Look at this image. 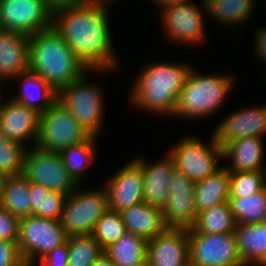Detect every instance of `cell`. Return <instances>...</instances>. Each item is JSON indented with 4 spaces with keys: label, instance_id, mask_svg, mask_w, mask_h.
I'll use <instances>...</instances> for the list:
<instances>
[{
    "label": "cell",
    "instance_id": "cell-25",
    "mask_svg": "<svg viewBox=\"0 0 266 266\" xmlns=\"http://www.w3.org/2000/svg\"><path fill=\"white\" fill-rule=\"evenodd\" d=\"M229 171L223 166L215 173L195 183L197 213L229 200Z\"/></svg>",
    "mask_w": 266,
    "mask_h": 266
},
{
    "label": "cell",
    "instance_id": "cell-35",
    "mask_svg": "<svg viewBox=\"0 0 266 266\" xmlns=\"http://www.w3.org/2000/svg\"><path fill=\"white\" fill-rule=\"evenodd\" d=\"M25 151V146L0 131V173L4 176L21 174Z\"/></svg>",
    "mask_w": 266,
    "mask_h": 266
},
{
    "label": "cell",
    "instance_id": "cell-15",
    "mask_svg": "<svg viewBox=\"0 0 266 266\" xmlns=\"http://www.w3.org/2000/svg\"><path fill=\"white\" fill-rule=\"evenodd\" d=\"M123 166L102 186L107 194L108 208L119 213L144 201L142 168L133 159Z\"/></svg>",
    "mask_w": 266,
    "mask_h": 266
},
{
    "label": "cell",
    "instance_id": "cell-20",
    "mask_svg": "<svg viewBox=\"0 0 266 266\" xmlns=\"http://www.w3.org/2000/svg\"><path fill=\"white\" fill-rule=\"evenodd\" d=\"M29 36L0 30V84L29 69Z\"/></svg>",
    "mask_w": 266,
    "mask_h": 266
},
{
    "label": "cell",
    "instance_id": "cell-39",
    "mask_svg": "<svg viewBox=\"0 0 266 266\" xmlns=\"http://www.w3.org/2000/svg\"><path fill=\"white\" fill-rule=\"evenodd\" d=\"M68 239L61 246L52 249L37 261L40 266H69L68 262Z\"/></svg>",
    "mask_w": 266,
    "mask_h": 266
},
{
    "label": "cell",
    "instance_id": "cell-10",
    "mask_svg": "<svg viewBox=\"0 0 266 266\" xmlns=\"http://www.w3.org/2000/svg\"><path fill=\"white\" fill-rule=\"evenodd\" d=\"M22 174L29 182L66 195L79 186L69 175L59 152L44 150L36 145L26 148Z\"/></svg>",
    "mask_w": 266,
    "mask_h": 266
},
{
    "label": "cell",
    "instance_id": "cell-18",
    "mask_svg": "<svg viewBox=\"0 0 266 266\" xmlns=\"http://www.w3.org/2000/svg\"><path fill=\"white\" fill-rule=\"evenodd\" d=\"M2 97V98H1ZM0 96V131L10 140L25 145L31 140L36 145L39 133V113L13 99L2 102Z\"/></svg>",
    "mask_w": 266,
    "mask_h": 266
},
{
    "label": "cell",
    "instance_id": "cell-44",
    "mask_svg": "<svg viewBox=\"0 0 266 266\" xmlns=\"http://www.w3.org/2000/svg\"><path fill=\"white\" fill-rule=\"evenodd\" d=\"M87 1H91V2H98V3H104V4H111L112 2H115L117 0H87Z\"/></svg>",
    "mask_w": 266,
    "mask_h": 266
},
{
    "label": "cell",
    "instance_id": "cell-28",
    "mask_svg": "<svg viewBox=\"0 0 266 266\" xmlns=\"http://www.w3.org/2000/svg\"><path fill=\"white\" fill-rule=\"evenodd\" d=\"M203 7L207 15L212 19L220 21L221 24L233 25L247 22L250 20L254 10L255 0H202Z\"/></svg>",
    "mask_w": 266,
    "mask_h": 266
},
{
    "label": "cell",
    "instance_id": "cell-29",
    "mask_svg": "<svg viewBox=\"0 0 266 266\" xmlns=\"http://www.w3.org/2000/svg\"><path fill=\"white\" fill-rule=\"evenodd\" d=\"M235 227L236 221L229 201H226L200 212L195 226L188 229V233H232Z\"/></svg>",
    "mask_w": 266,
    "mask_h": 266
},
{
    "label": "cell",
    "instance_id": "cell-4",
    "mask_svg": "<svg viewBox=\"0 0 266 266\" xmlns=\"http://www.w3.org/2000/svg\"><path fill=\"white\" fill-rule=\"evenodd\" d=\"M233 80L232 75H201L191 68L178 95L173 116L197 120L214 115L225 104L234 86Z\"/></svg>",
    "mask_w": 266,
    "mask_h": 266
},
{
    "label": "cell",
    "instance_id": "cell-41",
    "mask_svg": "<svg viewBox=\"0 0 266 266\" xmlns=\"http://www.w3.org/2000/svg\"><path fill=\"white\" fill-rule=\"evenodd\" d=\"M86 0H46L52 9L85 2Z\"/></svg>",
    "mask_w": 266,
    "mask_h": 266
},
{
    "label": "cell",
    "instance_id": "cell-8",
    "mask_svg": "<svg viewBox=\"0 0 266 266\" xmlns=\"http://www.w3.org/2000/svg\"><path fill=\"white\" fill-rule=\"evenodd\" d=\"M108 209L104 188L81 190L78 186L67 195L60 218L61 226L68 236L90 235L95 223Z\"/></svg>",
    "mask_w": 266,
    "mask_h": 266
},
{
    "label": "cell",
    "instance_id": "cell-9",
    "mask_svg": "<svg viewBox=\"0 0 266 266\" xmlns=\"http://www.w3.org/2000/svg\"><path fill=\"white\" fill-rule=\"evenodd\" d=\"M67 239L58 219L30 215L19 221L18 248L24 262L30 266Z\"/></svg>",
    "mask_w": 266,
    "mask_h": 266
},
{
    "label": "cell",
    "instance_id": "cell-40",
    "mask_svg": "<svg viewBox=\"0 0 266 266\" xmlns=\"http://www.w3.org/2000/svg\"><path fill=\"white\" fill-rule=\"evenodd\" d=\"M254 49L255 53H257L258 58L264 60L266 63V27L258 29L257 33H254Z\"/></svg>",
    "mask_w": 266,
    "mask_h": 266
},
{
    "label": "cell",
    "instance_id": "cell-36",
    "mask_svg": "<svg viewBox=\"0 0 266 266\" xmlns=\"http://www.w3.org/2000/svg\"><path fill=\"white\" fill-rule=\"evenodd\" d=\"M229 197H247L266 186V170L229 172Z\"/></svg>",
    "mask_w": 266,
    "mask_h": 266
},
{
    "label": "cell",
    "instance_id": "cell-37",
    "mask_svg": "<svg viewBox=\"0 0 266 266\" xmlns=\"http://www.w3.org/2000/svg\"><path fill=\"white\" fill-rule=\"evenodd\" d=\"M19 221V218L0 206V240L18 242Z\"/></svg>",
    "mask_w": 266,
    "mask_h": 266
},
{
    "label": "cell",
    "instance_id": "cell-13",
    "mask_svg": "<svg viewBox=\"0 0 266 266\" xmlns=\"http://www.w3.org/2000/svg\"><path fill=\"white\" fill-rule=\"evenodd\" d=\"M191 0H184L161 9L164 33L171 41L188 45L201 44L205 39L203 13ZM194 4V5H193ZM204 22V23H203Z\"/></svg>",
    "mask_w": 266,
    "mask_h": 266
},
{
    "label": "cell",
    "instance_id": "cell-42",
    "mask_svg": "<svg viewBox=\"0 0 266 266\" xmlns=\"http://www.w3.org/2000/svg\"><path fill=\"white\" fill-rule=\"evenodd\" d=\"M92 266H116V264L104 251Z\"/></svg>",
    "mask_w": 266,
    "mask_h": 266
},
{
    "label": "cell",
    "instance_id": "cell-33",
    "mask_svg": "<svg viewBox=\"0 0 266 266\" xmlns=\"http://www.w3.org/2000/svg\"><path fill=\"white\" fill-rule=\"evenodd\" d=\"M103 252L91 234L68 236L69 266H92Z\"/></svg>",
    "mask_w": 266,
    "mask_h": 266
},
{
    "label": "cell",
    "instance_id": "cell-47",
    "mask_svg": "<svg viewBox=\"0 0 266 266\" xmlns=\"http://www.w3.org/2000/svg\"><path fill=\"white\" fill-rule=\"evenodd\" d=\"M21 266H30V265L24 262Z\"/></svg>",
    "mask_w": 266,
    "mask_h": 266
},
{
    "label": "cell",
    "instance_id": "cell-46",
    "mask_svg": "<svg viewBox=\"0 0 266 266\" xmlns=\"http://www.w3.org/2000/svg\"><path fill=\"white\" fill-rule=\"evenodd\" d=\"M134 266H149L148 262H145V263H142V264H139V265H134Z\"/></svg>",
    "mask_w": 266,
    "mask_h": 266
},
{
    "label": "cell",
    "instance_id": "cell-32",
    "mask_svg": "<svg viewBox=\"0 0 266 266\" xmlns=\"http://www.w3.org/2000/svg\"><path fill=\"white\" fill-rule=\"evenodd\" d=\"M29 195L31 215L60 220L67 198L66 194L29 182Z\"/></svg>",
    "mask_w": 266,
    "mask_h": 266
},
{
    "label": "cell",
    "instance_id": "cell-17",
    "mask_svg": "<svg viewBox=\"0 0 266 266\" xmlns=\"http://www.w3.org/2000/svg\"><path fill=\"white\" fill-rule=\"evenodd\" d=\"M188 229L167 228L147 240L149 266H189Z\"/></svg>",
    "mask_w": 266,
    "mask_h": 266
},
{
    "label": "cell",
    "instance_id": "cell-34",
    "mask_svg": "<svg viewBox=\"0 0 266 266\" xmlns=\"http://www.w3.org/2000/svg\"><path fill=\"white\" fill-rule=\"evenodd\" d=\"M126 232L121 214L108 209L95 223L91 235L105 250Z\"/></svg>",
    "mask_w": 266,
    "mask_h": 266
},
{
    "label": "cell",
    "instance_id": "cell-21",
    "mask_svg": "<svg viewBox=\"0 0 266 266\" xmlns=\"http://www.w3.org/2000/svg\"><path fill=\"white\" fill-rule=\"evenodd\" d=\"M262 137L249 136L229 142L222 148L223 159H230L229 172L266 170L263 167L264 148Z\"/></svg>",
    "mask_w": 266,
    "mask_h": 266
},
{
    "label": "cell",
    "instance_id": "cell-11",
    "mask_svg": "<svg viewBox=\"0 0 266 266\" xmlns=\"http://www.w3.org/2000/svg\"><path fill=\"white\" fill-rule=\"evenodd\" d=\"M53 9L46 0H0V30L30 36L52 26Z\"/></svg>",
    "mask_w": 266,
    "mask_h": 266
},
{
    "label": "cell",
    "instance_id": "cell-27",
    "mask_svg": "<svg viewBox=\"0 0 266 266\" xmlns=\"http://www.w3.org/2000/svg\"><path fill=\"white\" fill-rule=\"evenodd\" d=\"M104 251L116 266H134L147 262V240L131 232L126 231Z\"/></svg>",
    "mask_w": 266,
    "mask_h": 266
},
{
    "label": "cell",
    "instance_id": "cell-7",
    "mask_svg": "<svg viewBox=\"0 0 266 266\" xmlns=\"http://www.w3.org/2000/svg\"><path fill=\"white\" fill-rule=\"evenodd\" d=\"M178 141L168 153L174 159L176 170L184 173L192 182L201 181L221 168L218 161L223 159V151L216 144L213 134L209 144L192 135Z\"/></svg>",
    "mask_w": 266,
    "mask_h": 266
},
{
    "label": "cell",
    "instance_id": "cell-16",
    "mask_svg": "<svg viewBox=\"0 0 266 266\" xmlns=\"http://www.w3.org/2000/svg\"><path fill=\"white\" fill-rule=\"evenodd\" d=\"M264 105L241 108L220 121L212 133L216 144L223 148L240 138L263 137L266 133V104Z\"/></svg>",
    "mask_w": 266,
    "mask_h": 266
},
{
    "label": "cell",
    "instance_id": "cell-6",
    "mask_svg": "<svg viewBox=\"0 0 266 266\" xmlns=\"http://www.w3.org/2000/svg\"><path fill=\"white\" fill-rule=\"evenodd\" d=\"M92 135L59 101L39 114V133L36 146L52 152L82 143Z\"/></svg>",
    "mask_w": 266,
    "mask_h": 266
},
{
    "label": "cell",
    "instance_id": "cell-5",
    "mask_svg": "<svg viewBox=\"0 0 266 266\" xmlns=\"http://www.w3.org/2000/svg\"><path fill=\"white\" fill-rule=\"evenodd\" d=\"M110 72L105 69H88L80 77L57 92L59 101L91 135H99L103 127L104 99L98 84H89V72ZM98 85V86H97Z\"/></svg>",
    "mask_w": 266,
    "mask_h": 266
},
{
    "label": "cell",
    "instance_id": "cell-12",
    "mask_svg": "<svg viewBox=\"0 0 266 266\" xmlns=\"http://www.w3.org/2000/svg\"><path fill=\"white\" fill-rule=\"evenodd\" d=\"M189 266H244L234 232L189 233Z\"/></svg>",
    "mask_w": 266,
    "mask_h": 266
},
{
    "label": "cell",
    "instance_id": "cell-24",
    "mask_svg": "<svg viewBox=\"0 0 266 266\" xmlns=\"http://www.w3.org/2000/svg\"><path fill=\"white\" fill-rule=\"evenodd\" d=\"M16 78L22 80V91L11 98L14 101L41 114L57 100V92L40 75L33 73L29 69L21 72L12 80Z\"/></svg>",
    "mask_w": 266,
    "mask_h": 266
},
{
    "label": "cell",
    "instance_id": "cell-23",
    "mask_svg": "<svg viewBox=\"0 0 266 266\" xmlns=\"http://www.w3.org/2000/svg\"><path fill=\"white\" fill-rule=\"evenodd\" d=\"M234 234L243 265L266 266V221L236 224Z\"/></svg>",
    "mask_w": 266,
    "mask_h": 266
},
{
    "label": "cell",
    "instance_id": "cell-26",
    "mask_svg": "<svg viewBox=\"0 0 266 266\" xmlns=\"http://www.w3.org/2000/svg\"><path fill=\"white\" fill-rule=\"evenodd\" d=\"M29 181L21 173L5 176L0 206L21 219L31 215V200L29 197Z\"/></svg>",
    "mask_w": 266,
    "mask_h": 266
},
{
    "label": "cell",
    "instance_id": "cell-43",
    "mask_svg": "<svg viewBox=\"0 0 266 266\" xmlns=\"http://www.w3.org/2000/svg\"><path fill=\"white\" fill-rule=\"evenodd\" d=\"M159 6L160 10L166 6L173 5L177 2H182L184 0H152Z\"/></svg>",
    "mask_w": 266,
    "mask_h": 266
},
{
    "label": "cell",
    "instance_id": "cell-31",
    "mask_svg": "<svg viewBox=\"0 0 266 266\" xmlns=\"http://www.w3.org/2000/svg\"><path fill=\"white\" fill-rule=\"evenodd\" d=\"M96 135L86 141L62 149L59 153L63 163L73 180L79 185L85 177V169L92 164L95 158Z\"/></svg>",
    "mask_w": 266,
    "mask_h": 266
},
{
    "label": "cell",
    "instance_id": "cell-19",
    "mask_svg": "<svg viewBox=\"0 0 266 266\" xmlns=\"http://www.w3.org/2000/svg\"><path fill=\"white\" fill-rule=\"evenodd\" d=\"M142 168L144 176L143 200L148 205L163 208L169 196V185L176 171L173 157L166 153L164 158L148 164L144 158H133ZM146 161V162H145Z\"/></svg>",
    "mask_w": 266,
    "mask_h": 266
},
{
    "label": "cell",
    "instance_id": "cell-22",
    "mask_svg": "<svg viewBox=\"0 0 266 266\" xmlns=\"http://www.w3.org/2000/svg\"><path fill=\"white\" fill-rule=\"evenodd\" d=\"M126 231L150 240L168 227L162 209L140 202L120 212Z\"/></svg>",
    "mask_w": 266,
    "mask_h": 266
},
{
    "label": "cell",
    "instance_id": "cell-3",
    "mask_svg": "<svg viewBox=\"0 0 266 266\" xmlns=\"http://www.w3.org/2000/svg\"><path fill=\"white\" fill-rule=\"evenodd\" d=\"M29 55V70L56 92L88 70L53 26L29 36Z\"/></svg>",
    "mask_w": 266,
    "mask_h": 266
},
{
    "label": "cell",
    "instance_id": "cell-14",
    "mask_svg": "<svg viewBox=\"0 0 266 266\" xmlns=\"http://www.w3.org/2000/svg\"><path fill=\"white\" fill-rule=\"evenodd\" d=\"M169 188L168 200L162 208L165 224L168 228H193L198 218L194 200L195 183L176 170Z\"/></svg>",
    "mask_w": 266,
    "mask_h": 266
},
{
    "label": "cell",
    "instance_id": "cell-48",
    "mask_svg": "<svg viewBox=\"0 0 266 266\" xmlns=\"http://www.w3.org/2000/svg\"><path fill=\"white\" fill-rule=\"evenodd\" d=\"M2 85L0 84V96H1V94H2V91H1V89H2V87H1Z\"/></svg>",
    "mask_w": 266,
    "mask_h": 266
},
{
    "label": "cell",
    "instance_id": "cell-38",
    "mask_svg": "<svg viewBox=\"0 0 266 266\" xmlns=\"http://www.w3.org/2000/svg\"><path fill=\"white\" fill-rule=\"evenodd\" d=\"M23 263L18 242L0 240V266H21Z\"/></svg>",
    "mask_w": 266,
    "mask_h": 266
},
{
    "label": "cell",
    "instance_id": "cell-1",
    "mask_svg": "<svg viewBox=\"0 0 266 266\" xmlns=\"http://www.w3.org/2000/svg\"><path fill=\"white\" fill-rule=\"evenodd\" d=\"M108 4L85 1L53 9L52 26L87 69H117Z\"/></svg>",
    "mask_w": 266,
    "mask_h": 266
},
{
    "label": "cell",
    "instance_id": "cell-30",
    "mask_svg": "<svg viewBox=\"0 0 266 266\" xmlns=\"http://www.w3.org/2000/svg\"><path fill=\"white\" fill-rule=\"evenodd\" d=\"M236 224H259L266 221V186L247 197H229Z\"/></svg>",
    "mask_w": 266,
    "mask_h": 266
},
{
    "label": "cell",
    "instance_id": "cell-2",
    "mask_svg": "<svg viewBox=\"0 0 266 266\" xmlns=\"http://www.w3.org/2000/svg\"><path fill=\"white\" fill-rule=\"evenodd\" d=\"M185 63L155 62L145 66L134 84L130 101L134 108L172 116L178 95L190 71Z\"/></svg>",
    "mask_w": 266,
    "mask_h": 266
},
{
    "label": "cell",
    "instance_id": "cell-45",
    "mask_svg": "<svg viewBox=\"0 0 266 266\" xmlns=\"http://www.w3.org/2000/svg\"><path fill=\"white\" fill-rule=\"evenodd\" d=\"M5 176L0 173V198L2 195V187H3V182H4Z\"/></svg>",
    "mask_w": 266,
    "mask_h": 266
}]
</instances>
